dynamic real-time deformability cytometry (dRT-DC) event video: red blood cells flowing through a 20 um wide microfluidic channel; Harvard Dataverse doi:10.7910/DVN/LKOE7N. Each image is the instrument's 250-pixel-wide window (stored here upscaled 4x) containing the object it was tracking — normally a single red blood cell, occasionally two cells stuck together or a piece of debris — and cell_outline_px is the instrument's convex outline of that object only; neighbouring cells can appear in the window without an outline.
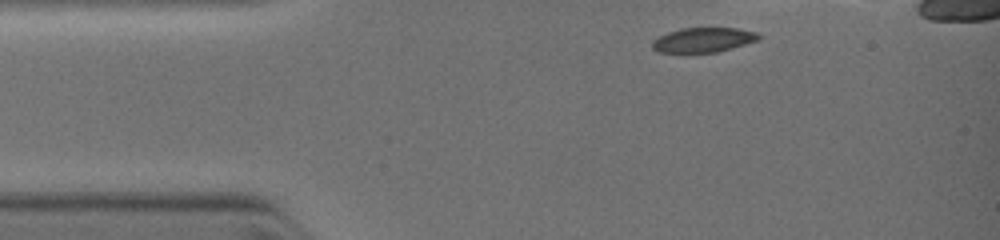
{"species": "common noctule bat (a hibernating species)", "species_latin": "Nyctalus noctula", "temperature_condition": "warm", "stored_images_in_passage": 2, "camera_frame_rate_fps": 3000, "um_per_image_px": 0.085, "animal": {"sex": "female", "body_mass_g": 19.0, "forearm_length_mm": 51.5}, "frame": {"image": 1, "passage_image": 1, "time_ms": 0.0, "image_size_px": [1000, 240], "cell_outline_px": [[760, 40], [716, 52], [656, 52], [652, 48], [652, 40], [668, 32], [680, 28], [736, 28], [756, 32], [760, 36]], "centroid_in_image_um": [59.76, 3.39], "position_along_channel_um": 25.2, "area_um2": 15.2}}